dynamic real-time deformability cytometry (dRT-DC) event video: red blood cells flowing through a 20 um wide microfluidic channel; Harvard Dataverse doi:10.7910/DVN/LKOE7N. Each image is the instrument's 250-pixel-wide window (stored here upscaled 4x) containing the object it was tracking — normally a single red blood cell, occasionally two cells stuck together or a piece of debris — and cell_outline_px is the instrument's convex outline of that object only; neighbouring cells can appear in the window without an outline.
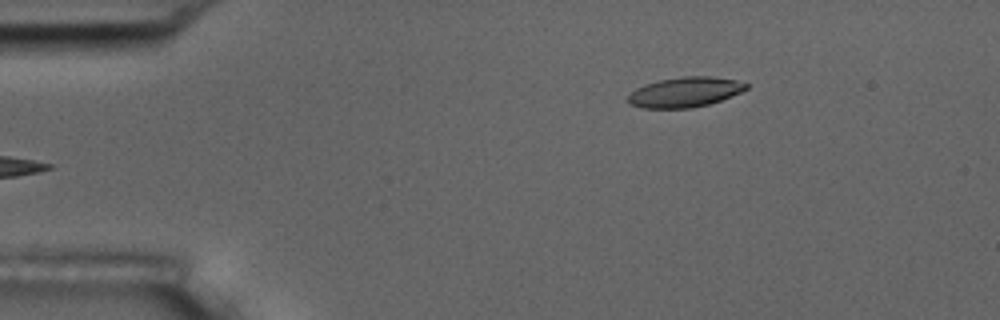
{"species": "common noctule bat (a hibernating species)", "species_latin": "Nyctalus noctula", "temperature_condition": "room temperature", "stored_images_in_passage": 4, "camera_frame_rate_fps": 3000, "um_per_image_px": 0.085, "animal": {"sex": "male", "body_mass_g": 17.5, "forearm_length_mm": 52.3}, "frame": {"image": 1, "passage_image": 4, "time_ms": 4.333, "image_size_px": [1000, 320], "cell_outline_px": [[748, 88], [740, 92], [720, 100], [708, 104], [692, 108], [640, 108], [628, 104], [624, 100], [636, 88], [644, 84], [660, 80], [684, 76], [712, 76], [736, 80], [748, 84]], "centroid_in_image_um": [58.16, 7.83], "position_along_channel_um": 26.8, "area_um2": 20.75}}